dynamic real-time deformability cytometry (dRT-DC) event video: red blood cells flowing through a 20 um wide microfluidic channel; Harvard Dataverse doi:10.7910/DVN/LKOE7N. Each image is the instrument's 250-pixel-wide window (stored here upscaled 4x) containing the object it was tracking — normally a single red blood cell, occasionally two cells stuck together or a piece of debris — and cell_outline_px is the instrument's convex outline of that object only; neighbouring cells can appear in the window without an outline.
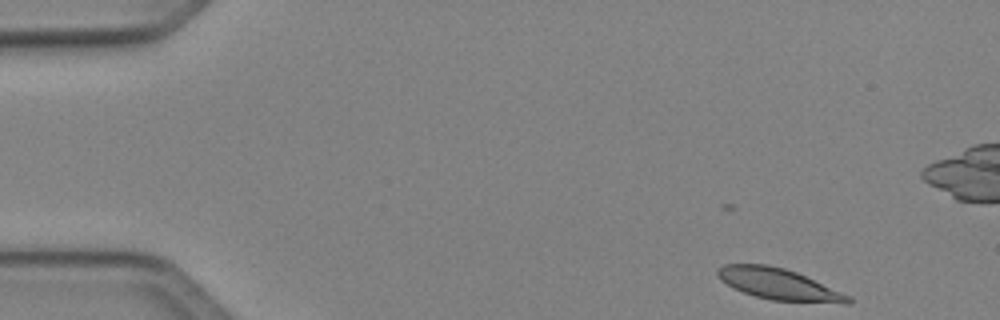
{"species": "Egyptian fruit bat (a non-hibernating species)", "species_latin": "Rousettus aegyptiacus", "temperature_condition": "cold", "stored_images_in_passage": 19, "camera_frame_rate_fps": 3000, "um_per_image_px": 0.085, "animal": {"sex": "female"}, "frame": {"image": 1, "passage_image": 1, "time_ms": 0.0, "image_size_px": [1000, 320], "cell_outline_px": [[852, 304], [844, 304], [772, 300], [756, 296], [732, 288], [720, 280], [716, 272], [716, 268], [724, 264], [768, 264], [784, 268], [796, 272], [852, 296]], "centroid_in_image_um": [66.21, 24.16], "position_along_channel_um": 18.8, "area_um2": 23.99}}
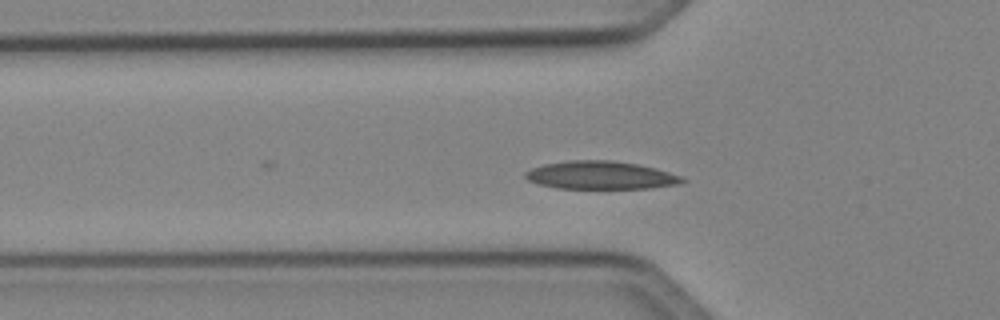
{"frame": {"image": 2, "passage_image": 13, "time_ms": 4.0, "image_size_px": [1000, 320], "cell_outline_px": [[688, 180], [676, 184], [648, 188], [556, 188], [540, 184], [528, 180], [524, 176], [524, 172], [532, 168], [544, 164], [568, 160], [612, 160], [636, 164], [656, 168], [680, 176]], "centroid_in_image_um": [51.02, 14.89], "position_along_channel_um": 74.8, "area_um2": 25.43}}
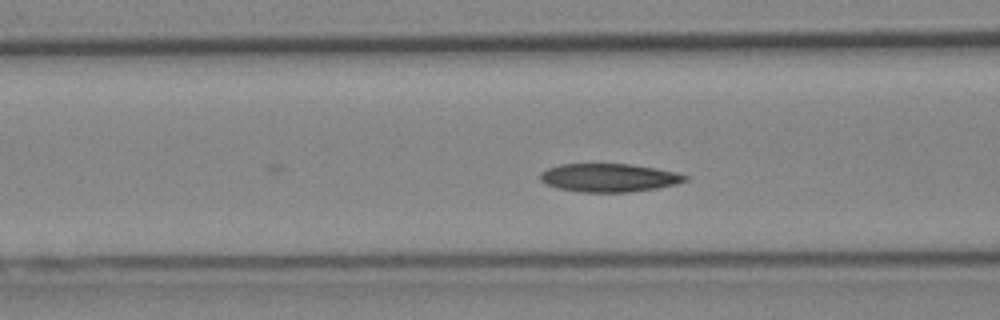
{"frame": {"image": 3, "passage_image": 16, "time_ms": 5.0, "image_size_px": [1000, 320], "cell_outline_px": [[688, 180], [676, 184], [656, 188], [628, 192], [580, 192], [556, 188], [544, 184], [540, 180], [540, 172], [548, 168], [560, 164], [632, 164], [656, 168], [676, 172], [688, 176]], "centroid_in_image_um": [51.74, 15.1], "position_along_channel_um": 114.9, "area_um2": 24.04}}